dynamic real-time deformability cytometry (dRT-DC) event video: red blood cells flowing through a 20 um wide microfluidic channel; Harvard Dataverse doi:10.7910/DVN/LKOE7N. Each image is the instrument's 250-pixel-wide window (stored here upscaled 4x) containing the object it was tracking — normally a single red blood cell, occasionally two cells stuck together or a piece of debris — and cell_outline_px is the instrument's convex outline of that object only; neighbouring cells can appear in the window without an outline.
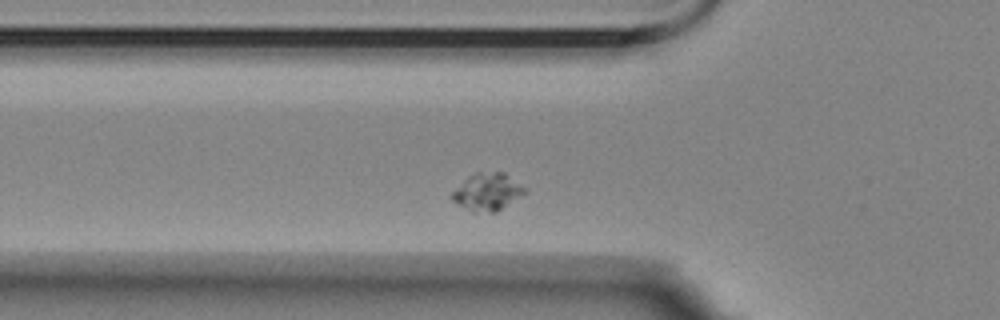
{"species": "Egyptian fruit bat (a non-hibernating species)", "species_latin": "Rousettus aegyptiacus", "temperature_condition": "room temperature", "stored_images_in_passage": 4, "camera_frame_rate_fps": 3000, "um_per_image_px": 0.085, "animal": {"sex": "female"}, "frame": {"image": 1, "passage_image": 2, "time_ms": 0.333, "image_size_px": [1000, 320], "cell_outline_px": [[528, 192], [496, 212], [472, 212], [456, 204], [452, 200], [452, 192], [468, 176], [476, 172], [504, 172], [528, 188]], "centroid_in_image_um": [41.47, 16.31], "position_along_channel_um": 84.3, "area_um2": 16.01}}